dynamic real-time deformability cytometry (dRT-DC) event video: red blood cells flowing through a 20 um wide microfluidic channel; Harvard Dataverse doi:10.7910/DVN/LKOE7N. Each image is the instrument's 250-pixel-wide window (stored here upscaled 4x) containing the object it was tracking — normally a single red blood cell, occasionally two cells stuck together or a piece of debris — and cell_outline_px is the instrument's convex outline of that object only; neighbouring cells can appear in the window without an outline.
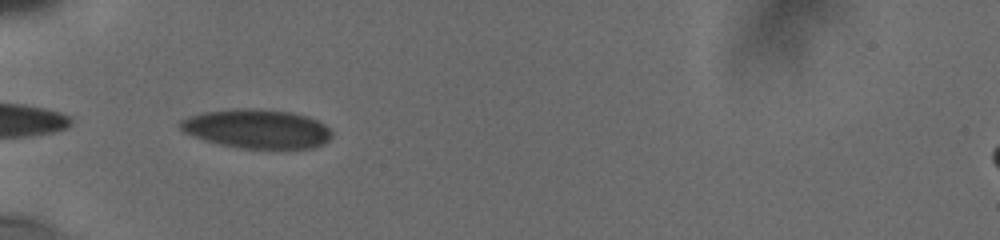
{"species": "human", "species_latin": "Homo sapiens", "temperature_condition": "cold", "stored_images_in_passage": 29, "camera_frame_rate_fps": 3000, "um_per_image_px": 0.085, "donor": {"sex": "male"}, "frame": {"image": 1, "passage_image": 1, "time_ms": 0.0, "image_size_px": [1000, 240], "cell_outline_px": [[332, 136], [324, 144], [316, 148], [240, 148], [220, 144], [204, 140], [184, 132], [176, 124], [180, 120], [188, 116], [204, 112], [232, 108], [256, 108], [292, 112], [308, 116], [324, 124], [332, 132]], "centroid_in_image_um": [21.83, 10.94], "position_along_channel_um": 63.2, "area_um2": 34.8}}
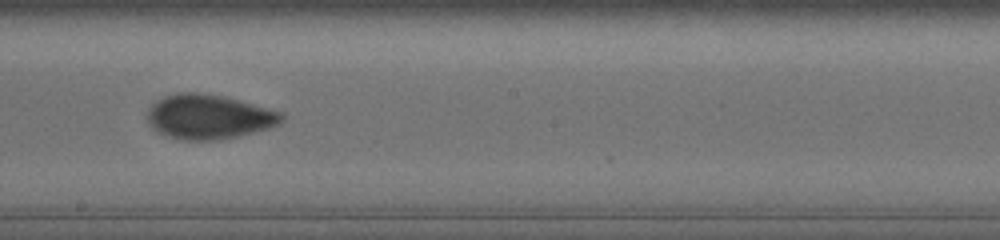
{"frame": {"image": 2, "passage_image": 12, "time_ms": 4.667, "image_size_px": [1000, 240], "cell_outline_px": [[284, 120], [280, 124], [268, 128], [240, 136], [216, 140], [184, 140], [168, 136], [152, 128], [148, 124], [148, 108], [156, 100], [164, 96], [180, 92], [196, 92], [224, 96], [284, 112]], "centroid_in_image_um": [17.77, 9.92], "position_along_channel_um": 230.4, "area_um2": 35.03}}
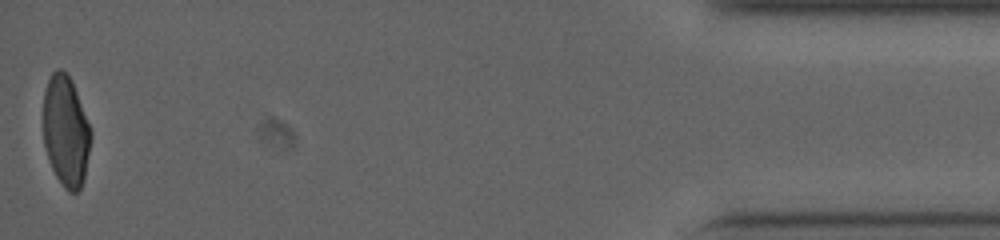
{"frame": {"image": 3, "passage_image": 29, "time_ms": 12.0, "image_size_px": [1000, 240], "cell_outline_px": [[92, 136], [84, 180], [80, 188], [76, 192], [68, 192], [64, 188], [56, 176], [52, 168], [44, 144], [44, 92], [48, 80], [52, 72], [56, 68], [60, 68], [68, 72], [72, 80], [92, 128]], "centroid_in_image_um": [5.62, 11.11], "position_along_channel_um": 429.6, "area_um2": 31.1}, "authors_computed_cell_mechanics": {"area_um2": 33.2928, "velocity_mm_per_s": 3.7688, "shape_relaxation_time_tau1_ms": 5.7142, "shape_relaxation_time_tau2_ms": 1.3758, "deformation_change_tau1": 0.1524, "deformation_change_tau2": 0.0522}}